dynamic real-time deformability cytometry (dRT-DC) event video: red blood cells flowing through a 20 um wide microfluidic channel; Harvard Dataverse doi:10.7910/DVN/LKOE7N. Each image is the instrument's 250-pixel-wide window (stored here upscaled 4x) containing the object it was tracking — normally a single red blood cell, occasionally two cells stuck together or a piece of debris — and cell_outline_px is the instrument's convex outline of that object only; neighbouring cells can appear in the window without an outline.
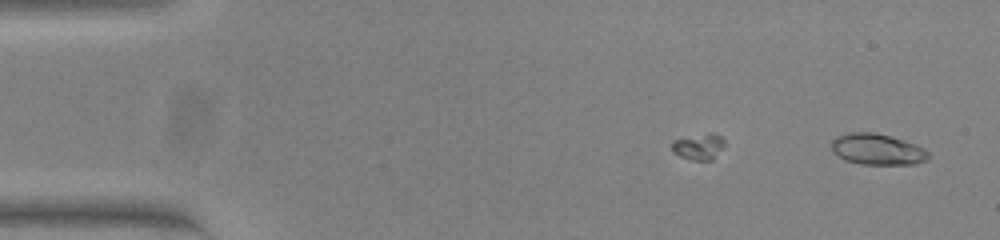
{"species": "common noctule bat (a hibernating species)", "species_latin": "Nyctalus noctula", "temperature_condition": "warm", "stored_images_in_passage": 48, "camera_frame_rate_fps": 3000, "um_per_image_px": 0.085, "animal": {"sex": "female", "body_mass_g": 23.0, "forearm_length_mm": 53.4}, "frame": {"image": 1, "passage_image": 1, "time_ms": 0.0, "image_size_px": [1000, 240], "cell_outline_px": [[932, 156], [916, 164], [860, 164], [844, 160], [832, 152], [832, 140], [836, 136], [848, 132], [872, 132], [888, 136], [924, 148]], "centroid_in_image_um": [74.52, 12.7], "position_along_channel_um": 10.5, "area_um2": 17.4}}
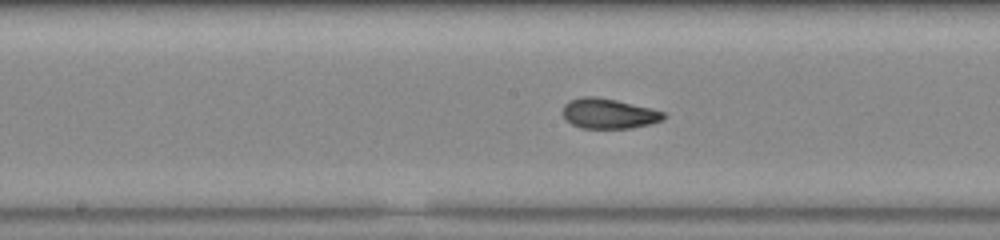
{"frame": {"image": 2, "passage_image": 26, "time_ms": 8.333, "image_size_px": [1000, 240], "cell_outline_px": [[664, 116], [660, 120], [648, 124], [628, 128], [580, 128], [572, 124], [564, 116], [564, 104], [568, 100], [584, 96], [596, 96], [616, 100], [652, 108], [664, 112]], "centroid_in_image_um": [51.71, 9.64], "position_along_channel_um": 196.5, "area_um2": 17.46}}
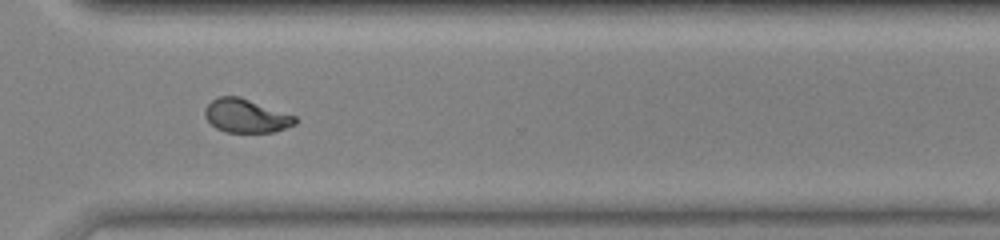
{"frame": {"image": 3, "passage_image": 38, "time_ms": 12.333, "image_size_px": [1000, 240], "cell_outline_px": [[296, 124], [272, 132], [224, 132], [216, 128], [204, 116], [204, 108], [212, 100], [220, 96], [240, 96], [296, 116]], "centroid_in_image_um": [20.89, 9.84], "position_along_channel_um": 349.7, "area_um2": 17.63}, "authors_computed_cell_mechanics": {"area_um2": 17.3978, "velocity_mm_per_s": 3.8284, "shape_relaxation_time_tau1_ms": 4.9355, "shape_relaxation_time_tau2_ms": 1.1915, "deformation_change_tau1": 0.2002, "deformation_change_tau2": 0.052}}